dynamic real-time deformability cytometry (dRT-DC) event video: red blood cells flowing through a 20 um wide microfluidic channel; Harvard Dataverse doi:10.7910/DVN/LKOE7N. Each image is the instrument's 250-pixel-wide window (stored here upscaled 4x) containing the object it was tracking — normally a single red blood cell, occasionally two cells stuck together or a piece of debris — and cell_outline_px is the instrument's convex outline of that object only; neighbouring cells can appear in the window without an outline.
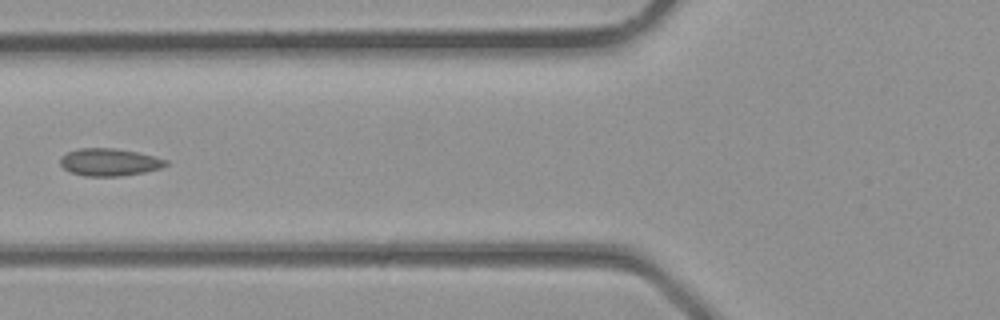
{"species": "common noctule bat (a hibernating species)", "species_latin": "Nyctalus noctula", "temperature_condition": "room temperature", "stored_images_in_passage": 5, "camera_frame_rate_fps": 3000, "um_per_image_px": 0.085, "animal": {"sex": "male", "body_mass_g": 23.1, "forearm_length_mm": 52.7}, "frame": {"image": 1, "passage_image": 5, "time_ms": 1.333, "image_size_px": [1000, 320], "cell_outline_px": [[168, 164], [160, 168], [144, 172], [120, 176], [84, 176], [72, 172], [64, 168], [60, 164], [60, 160], [68, 152], [80, 148], [112, 148], [136, 152], [156, 156], [168, 160]], "centroid_in_image_um": [9.33, 13.78], "position_along_channel_um": 116.5, "area_um2": 16.7}}